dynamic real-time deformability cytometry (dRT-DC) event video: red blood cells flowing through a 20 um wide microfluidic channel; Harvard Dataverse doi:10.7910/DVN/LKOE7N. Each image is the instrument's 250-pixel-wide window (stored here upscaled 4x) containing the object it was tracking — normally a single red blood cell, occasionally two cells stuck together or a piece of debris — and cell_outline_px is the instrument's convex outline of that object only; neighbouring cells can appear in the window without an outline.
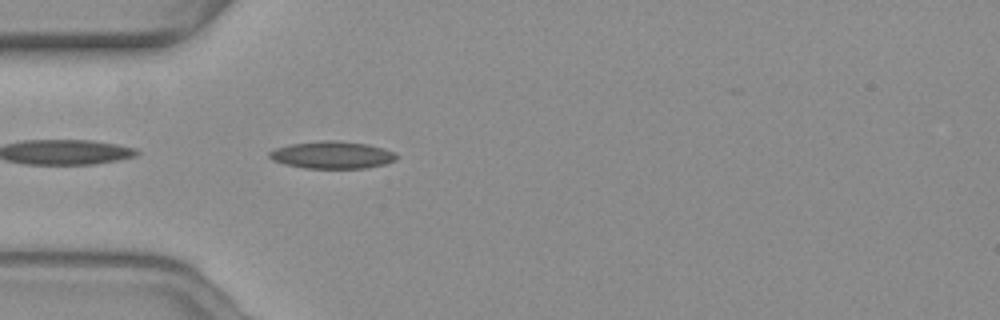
{"species": "common noctule bat (a hibernating species)", "species_latin": "Nyctalus noctula", "temperature_condition": "warm", "stored_images_in_passage": 38, "camera_frame_rate_fps": 3000, "um_per_image_px": 0.085, "animal": {"sex": "female", "body_mass_g": 19.3, "forearm_length_mm": 54.1}, "frame": {"image": 1, "passage_image": 2, "time_ms": 0.333, "image_size_px": [1000, 320], "cell_outline_px": [[396, 160], [384, 164], [368, 168], [304, 168], [284, 164], [272, 160], [268, 156], [268, 152], [276, 148], [292, 144], [320, 140], [336, 140], [368, 144], [384, 148], [396, 152]], "centroid_in_image_um": [28.24, 13.17], "position_along_channel_um": 56.8, "area_um2": 20.35}}
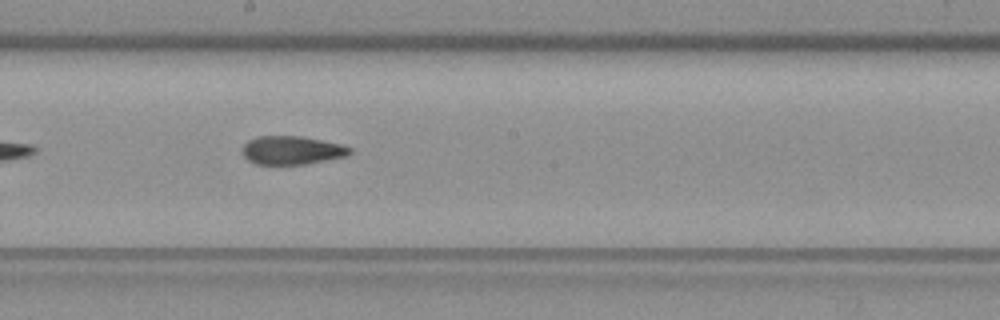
{"frame": {"image": 2, "passage_image": 16, "time_ms": 5.0, "image_size_px": [1000, 320], "cell_outline_px": [[352, 152], [344, 156], [304, 164], [256, 164], [248, 160], [240, 152], [244, 144], [248, 140], [256, 136], [300, 136], [340, 144], [352, 148]], "centroid_in_image_um": [24.74, 12.76], "position_along_channel_um": 223.5, "area_um2": 17.69}}
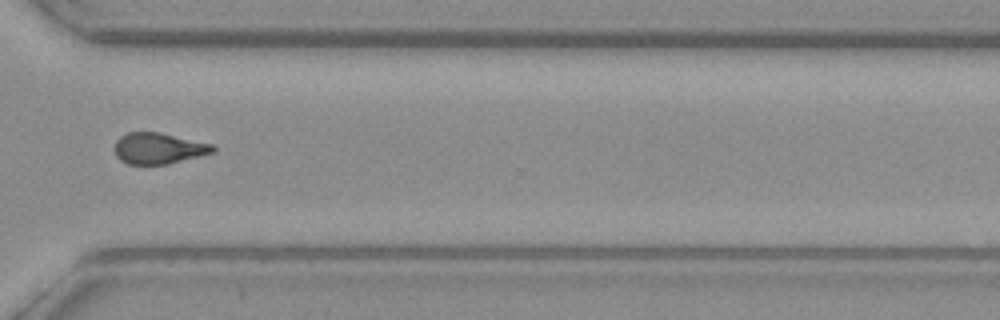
{"frame": {"image": 3, "passage_image": 27, "time_ms": 8.667, "image_size_px": [1000, 320], "cell_outline_px": [[216, 152], [168, 164], [128, 164], [120, 160], [116, 156], [116, 140], [120, 136], [128, 132], [160, 132], [212, 144], [216, 148]], "centroid_in_image_um": [13.5, 12.61], "position_along_channel_um": 357.1, "area_um2": 17.8}, "authors_computed_cell_mechanics": {"area_um2": 18.207, "velocity_mm_per_s": 3.6541, "shape_relaxation_time_tau1_ms": 10.3375, "shape_relaxation_time_tau2_ms": 2.5632, "deformation_change_tau1": 0.2456, "deformation_change_tau2": 0.1081}}